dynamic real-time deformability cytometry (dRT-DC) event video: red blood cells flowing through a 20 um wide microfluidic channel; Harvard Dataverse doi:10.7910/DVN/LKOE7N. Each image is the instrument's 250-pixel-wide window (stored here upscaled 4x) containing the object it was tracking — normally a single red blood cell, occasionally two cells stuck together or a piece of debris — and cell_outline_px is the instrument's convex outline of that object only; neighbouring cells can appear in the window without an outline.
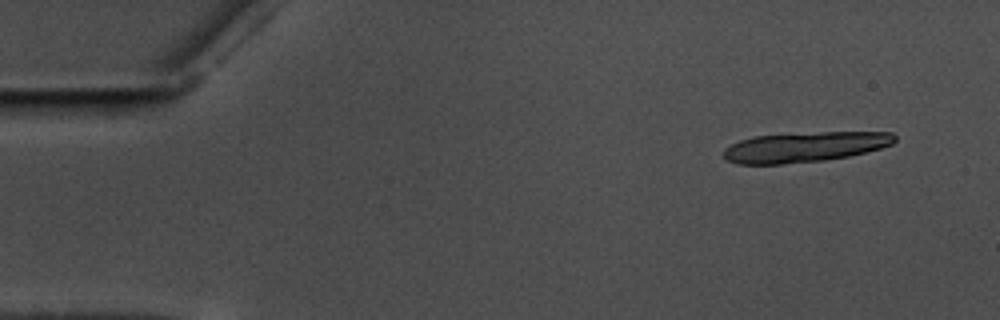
{"species": "common noctule bat (a hibernating species)", "species_latin": "Nyctalus noctula", "temperature_condition": "warm", "stored_images_in_passage": 9, "camera_frame_rate_fps": 3000, "um_per_image_px": 0.085, "animal": {"sex": "male", "body_mass_g": 17.5, "forearm_length_mm": 52.3}, "frame": {"image": 1, "passage_image": 1, "time_ms": 0.0, "image_size_px": [1000, 320], "cell_outline_px": [[896, 140], [892, 144], [880, 148], [848, 156], [824, 160], [780, 164], [736, 164], [728, 160], [724, 156], [724, 148], [740, 140], [752, 136], [820, 132], [892, 132], [896, 136]], "centroid_in_image_um": [68.4, 12.49], "position_along_channel_um": 16.6, "area_um2": 29.88}}